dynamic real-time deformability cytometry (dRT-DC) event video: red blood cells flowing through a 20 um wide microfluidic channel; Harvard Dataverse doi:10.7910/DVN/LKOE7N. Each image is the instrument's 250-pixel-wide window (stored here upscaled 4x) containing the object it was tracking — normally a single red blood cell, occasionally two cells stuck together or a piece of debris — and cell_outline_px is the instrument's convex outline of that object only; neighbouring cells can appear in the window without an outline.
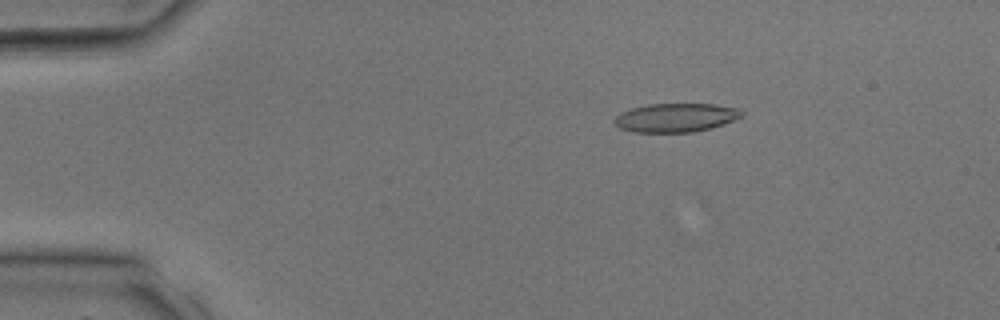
{"species": "common noctule bat (a hibernating species)", "species_latin": "Nyctalus noctula", "temperature_condition": "room temperature", "stored_images_in_passage": 7, "camera_frame_rate_fps": 3000, "um_per_image_px": 0.085, "animal": {"sex": "male", "body_mass_g": 17.9, "forearm_length_mm": 54.2}, "frame": {"image": 1, "passage_image": 1, "time_ms": 0.0, "image_size_px": [1000, 320], "cell_outline_px": [[744, 116], [724, 124], [712, 128], [692, 132], [632, 132], [620, 128], [612, 120], [620, 112], [632, 108], [648, 104], [716, 104], [740, 108], [744, 112]], "centroid_in_image_um": [57.47, 9.99], "position_along_channel_um": 27.5, "area_um2": 21.56}}
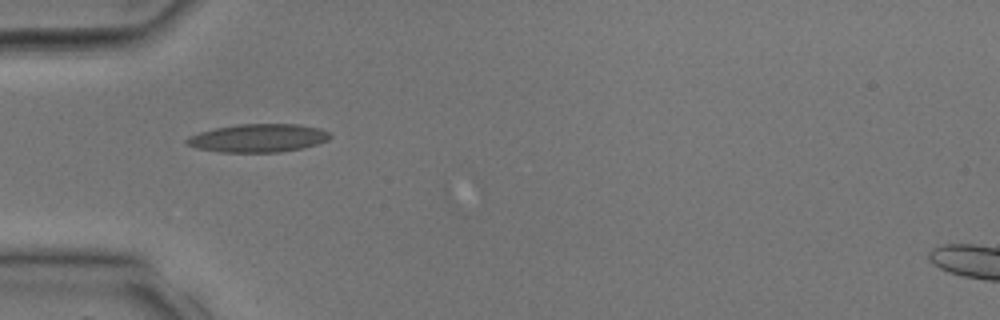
{"frame": {"image": 2, "passage_image": 6, "time_ms": 1.667, "image_size_px": [1000, 320], "cell_outline_px": [[332, 136], [328, 140], [304, 148], [280, 152], [220, 152], [196, 148], [184, 144], [184, 140], [188, 136], [200, 132], [216, 128], [240, 124], [300, 124], [320, 128], [328, 132]], "centroid_in_image_um": [21.93, 11.74], "position_along_channel_um": 63.1, "area_um2": 23.7}}